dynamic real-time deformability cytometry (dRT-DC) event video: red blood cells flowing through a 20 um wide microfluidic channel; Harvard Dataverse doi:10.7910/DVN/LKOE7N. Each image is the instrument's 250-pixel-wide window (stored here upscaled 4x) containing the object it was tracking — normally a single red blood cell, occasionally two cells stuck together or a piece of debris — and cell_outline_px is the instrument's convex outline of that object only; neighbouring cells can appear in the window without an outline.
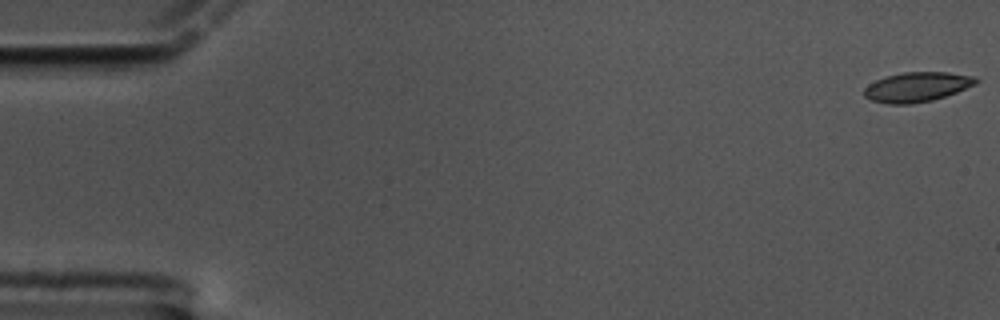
{"species": "common noctule bat (a hibernating species)", "species_latin": "Nyctalus noctula", "temperature_condition": "cold", "stored_images_in_passage": 62, "camera_frame_rate_fps": 3000, "um_per_image_px": 0.085, "animal": {"sex": "male", "body_mass_g": 17.5, "forearm_length_mm": 52.3}, "frame": {"image": 1, "passage_image": 1, "time_ms": 0.0, "image_size_px": [1000, 320], "cell_outline_px": [[980, 80], [976, 84], [956, 92], [932, 100], [908, 104], [888, 104], [872, 100], [864, 96], [864, 88], [868, 84], [876, 80], [888, 76], [904, 72], [948, 72], [976, 76]], "centroid_in_image_um": [77.96, 7.38], "position_along_channel_um": 7.0, "area_um2": 19.25}}
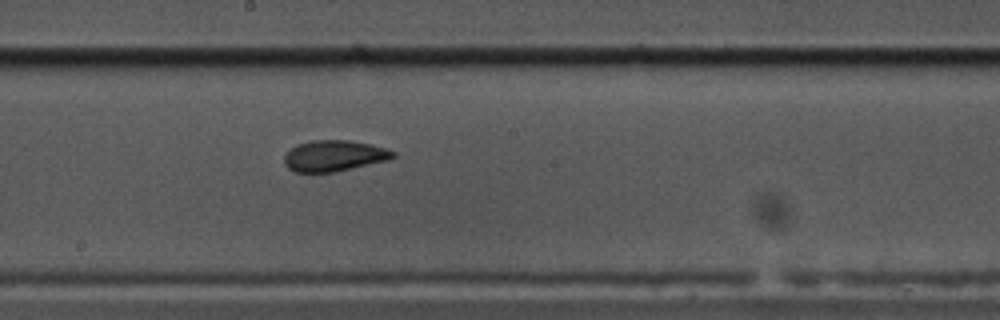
{"frame": {"image": 2, "passage_image": 33, "time_ms": 10.667, "image_size_px": [1000, 320], "cell_outline_px": [[396, 156], [388, 160], [352, 168], [332, 172], [296, 172], [288, 168], [284, 164], [284, 156], [296, 144], [312, 140], [348, 140], [368, 144], [384, 148], [396, 152]], "centroid_in_image_um": [28.38, 13.24], "position_along_channel_um": 219.8, "area_um2": 19.48}}
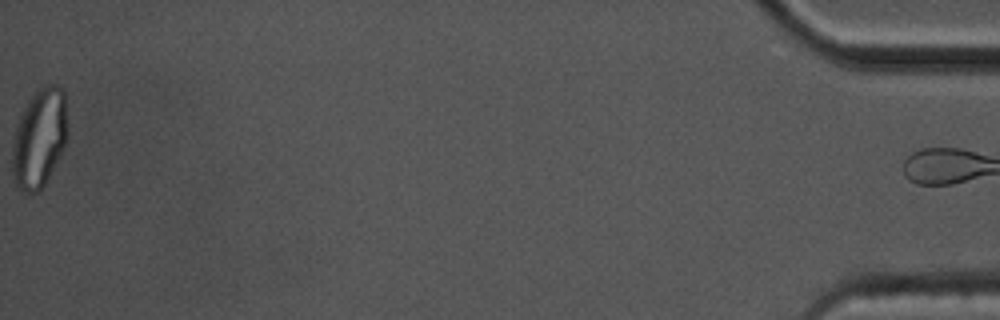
{"frame": {"image": 3, "passage_image": 61, "time_ms": 20.0, "image_size_px": [1000, 320], "cell_outline_px": [[68, 132], [64, 148], [60, 156], [40, 192], [24, 192], [16, 188], [12, 176], [12, 140], [16, 124], [20, 112], [28, 100], [44, 84], [56, 84], [64, 88], [68, 128]], "centroid_in_image_um": [3.33, 11.73], "position_along_channel_um": 431.9, "area_um2": 32.66}, "authors_computed_cell_mechanics": {"area_um2": 19.8543, "velocity_mm_per_s": 3.343, "shape_relaxation_time_tau1_ms": 6.0537, "shape_relaxation_time_tau2_ms": 1.9705, "deformation_change_tau1": 0.1742, "deformation_change_tau2": 0.0762}}